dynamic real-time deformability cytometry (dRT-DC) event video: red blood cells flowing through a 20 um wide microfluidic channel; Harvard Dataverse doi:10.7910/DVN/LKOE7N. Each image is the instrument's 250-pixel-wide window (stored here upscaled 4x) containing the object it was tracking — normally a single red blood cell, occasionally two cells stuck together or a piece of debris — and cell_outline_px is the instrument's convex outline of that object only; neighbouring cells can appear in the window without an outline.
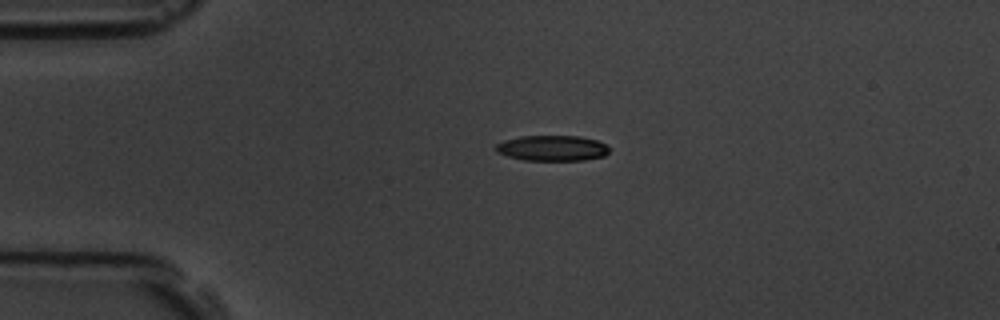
{"species": "common noctule bat (a hibernating species)", "species_latin": "Nyctalus noctula", "temperature_condition": "room temperature", "stored_images_in_passage": 4, "camera_frame_rate_fps": 3000, "um_per_image_px": 0.085, "animal": {"sex": "male", "body_mass_g": 19.5, "forearm_length_mm": 54.6}, "frame": {"image": 1, "passage_image": 3, "time_ms": 2.333, "image_size_px": [1000, 320], "cell_outline_px": [[608, 152], [604, 156], [584, 160], [524, 160], [508, 156], [496, 152], [492, 148], [496, 144], [504, 140], [520, 136], [580, 136], [596, 140], [604, 144], [608, 148]], "centroid_in_image_um": [46.88, 12.59], "position_along_channel_um": 38.1, "area_um2": 16.88}}